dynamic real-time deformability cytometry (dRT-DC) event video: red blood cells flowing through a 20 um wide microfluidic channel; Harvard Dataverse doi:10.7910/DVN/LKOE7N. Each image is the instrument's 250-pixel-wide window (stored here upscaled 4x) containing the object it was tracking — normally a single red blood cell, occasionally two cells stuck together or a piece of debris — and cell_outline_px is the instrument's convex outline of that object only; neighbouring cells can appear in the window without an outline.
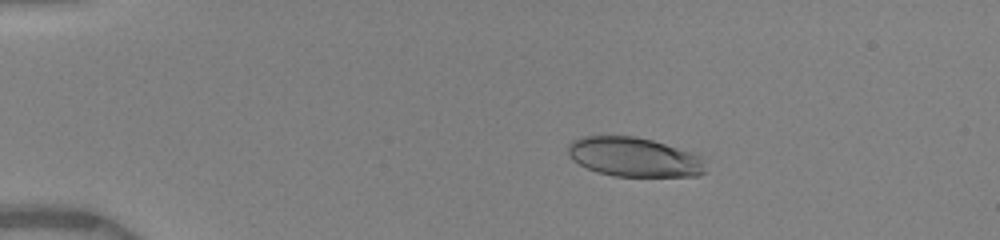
{"species": "human", "species_latin": "Homo sapiens", "temperature_condition": "warm", "stored_images_in_passage": 22, "camera_frame_rate_fps": 3000, "um_per_image_px": 0.085, "donor": {"sex": "female"}, "frame": {"image": 1, "passage_image": 3, "time_ms": 0.667, "image_size_px": [1000, 240], "cell_outline_px": [[704, 172], [696, 176], [612, 176], [596, 172], [572, 160], [568, 152], [568, 144], [572, 140], [584, 136], [636, 136], [652, 140], [692, 152], [700, 156], [704, 160]], "centroid_in_image_um": [53.88, 13.35], "position_along_channel_um": 31.1, "area_um2": 31.5}}
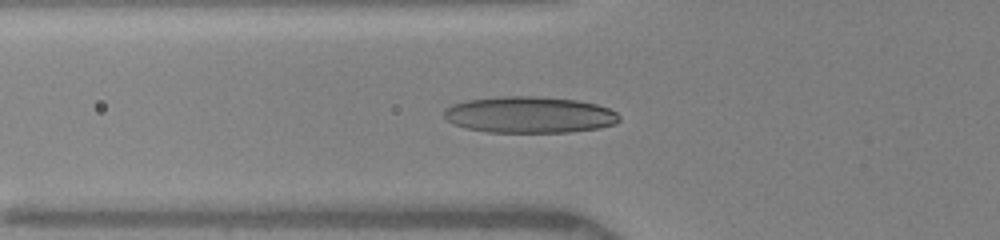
{"frame": {"image": 2, "passage_image": 14, "time_ms": 3.667, "image_size_px": [1000, 240], "cell_outline_px": [[620, 120], [616, 124], [600, 128], [568, 132], [488, 132], [468, 128], [452, 124], [444, 116], [444, 108], [452, 104], [468, 100], [496, 96], [536, 96], [576, 100], [596, 104], [608, 108], [616, 112], [620, 116]], "centroid_in_image_um": [45.01, 9.75], "position_along_channel_um": 80.8, "area_um2": 37.34}}
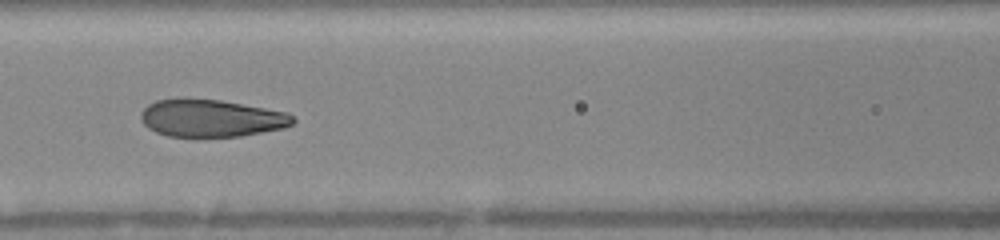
{"frame": {"image": 3, "passage_image": 19, "time_ms": 5.333, "image_size_px": [1000, 240], "cell_outline_px": [[296, 120], [292, 124], [284, 128], [240, 136], [168, 136], [156, 132], [148, 128], [144, 124], [140, 116], [140, 112], [148, 104], [156, 100], [184, 96], [220, 100], [288, 112]], "centroid_in_image_um": [17.92, 10.01], "position_along_channel_um": 148.7, "area_um2": 33.52}}